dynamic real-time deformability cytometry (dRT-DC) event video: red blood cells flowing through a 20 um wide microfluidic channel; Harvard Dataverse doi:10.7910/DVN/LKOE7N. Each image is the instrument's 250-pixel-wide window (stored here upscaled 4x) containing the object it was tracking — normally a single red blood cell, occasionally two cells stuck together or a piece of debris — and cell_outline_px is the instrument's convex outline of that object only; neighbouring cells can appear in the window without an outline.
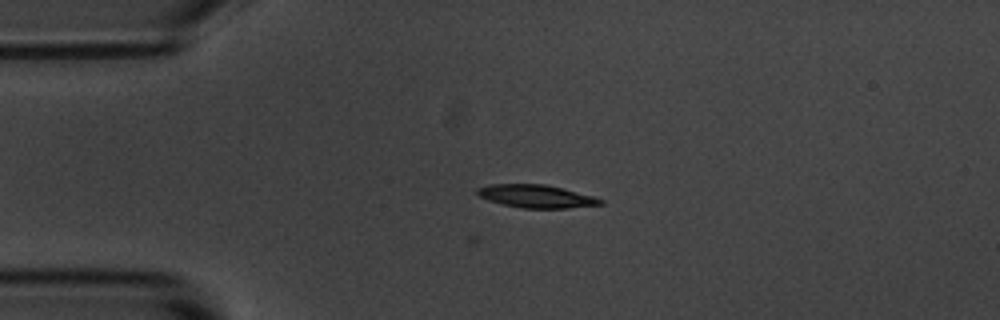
{"species": "common noctule bat (a hibernating species)", "species_latin": "Nyctalus noctula", "temperature_condition": "room temperature", "stored_images_in_passage": 39, "camera_frame_rate_fps": 3000, "um_per_image_px": 0.085, "animal": {"sex": "male", "body_mass_g": 20.1, "forearm_length_mm": 53.5}, "frame": {"image": 1, "passage_image": 1, "time_ms": 0.0, "image_size_px": [1000, 320], "cell_outline_px": [[604, 204], [568, 208], [524, 208], [504, 204], [488, 200], [480, 196], [476, 192], [476, 188], [488, 184], [544, 184], [592, 196], [604, 200]], "centroid_in_image_um": [45.56, 16.68], "position_along_channel_um": 39.4, "area_um2": 16.24}}
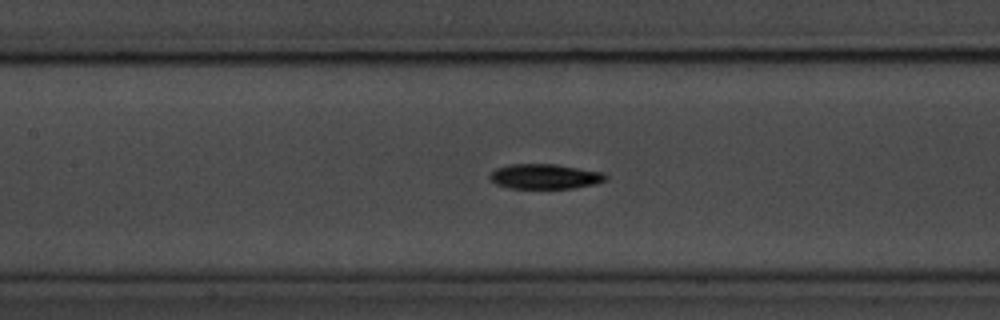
{"frame": {"image": 2, "passage_image": 13, "time_ms": 4.0, "image_size_px": [1000, 320], "cell_outline_px": [[608, 180], [596, 184], [572, 188], [508, 188], [496, 184], [488, 176], [496, 168], [508, 164], [556, 164], [604, 172], [608, 176]], "centroid_in_image_um": [46.35, 14.99], "position_along_channel_um": 161.0, "area_um2": 16.99}}
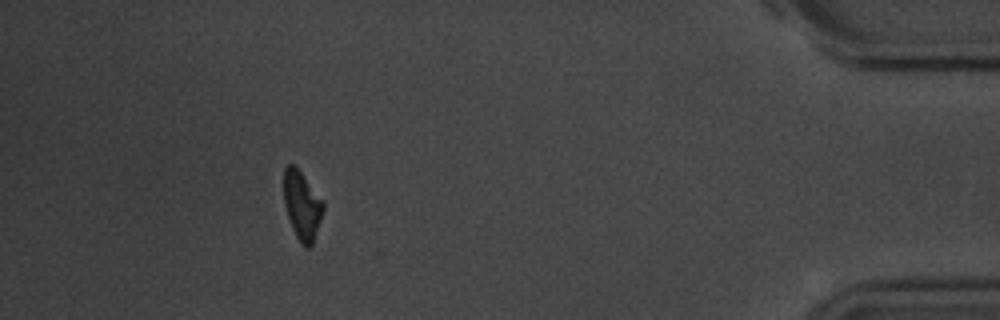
{"frame": {"image": 3, "passage_image": 38, "time_ms": 12.333, "image_size_px": [1000, 320], "cell_outline_px": [[324, 208], [312, 244], [308, 248], [304, 248], [300, 244], [292, 228], [284, 204], [284, 168], [288, 164], [292, 164], [300, 172], [324, 200]], "centroid_in_image_um": [25.67, 17.48], "position_along_channel_um": 409.5, "area_um2": 15.61}, "authors_computed_cell_mechanics": {"area_um2": 16.6464, "velocity_mm_per_s": 3.6641, "shape_relaxation_time_tau1_ms": 1.9858, "shape_relaxation_time_tau2_ms": null, "deformation_change_tau1": 0.1367, "deformation_change_tau2": null}}